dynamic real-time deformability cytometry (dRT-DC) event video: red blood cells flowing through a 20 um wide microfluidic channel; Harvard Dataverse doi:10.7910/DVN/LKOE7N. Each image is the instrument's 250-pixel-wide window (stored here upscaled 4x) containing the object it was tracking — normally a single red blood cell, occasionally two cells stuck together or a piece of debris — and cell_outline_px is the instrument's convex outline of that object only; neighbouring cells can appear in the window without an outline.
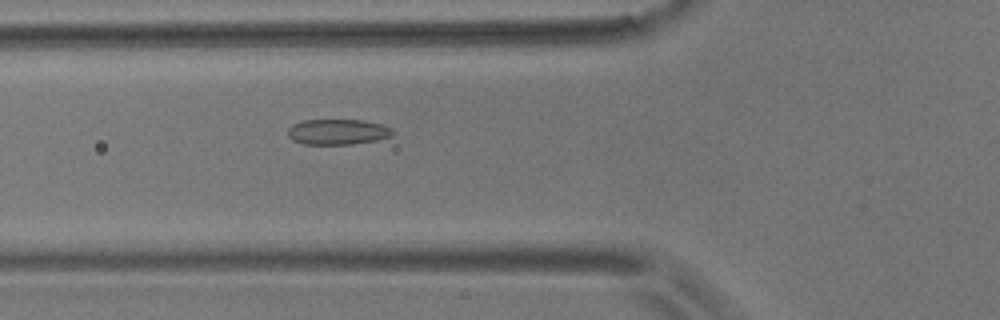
{"species": "common noctule bat (a hibernating species)", "species_latin": "Nyctalus noctula", "temperature_condition": "room temperature", "stored_images_in_passage": 11, "camera_frame_rate_fps": 3000, "um_per_image_px": 0.085, "animal": {"sex": "male", "body_mass_g": 17.9}, "frame": {"image": 1, "passage_image": 3, "time_ms": 0.667, "image_size_px": [1000, 320], "cell_outline_px": [[392, 136], [376, 140], [352, 144], [304, 144], [292, 140], [288, 136], [288, 128], [292, 124], [304, 120], [364, 120], [380, 124], [392, 128]], "centroid_in_image_um": [28.68, 11.2], "position_along_channel_um": 97.1, "area_um2": 15.55}}
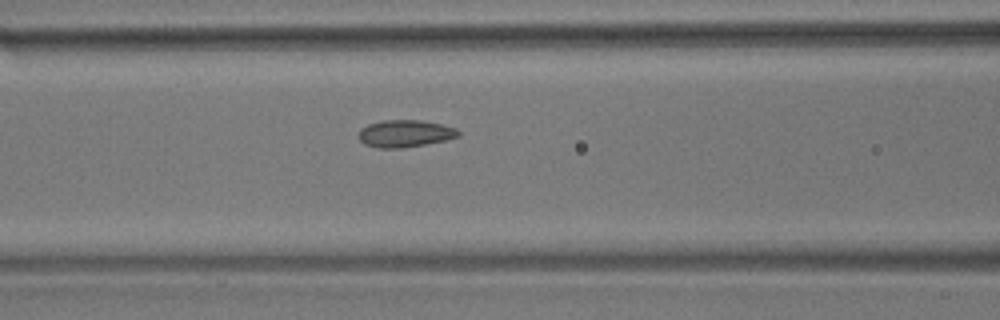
{"frame": {"image": 2, "passage_image": 6, "time_ms": 1.667, "image_size_px": [1000, 320], "cell_outline_px": [[460, 136], [448, 140], [400, 148], [380, 148], [364, 144], [360, 140], [360, 128], [368, 124], [384, 120], [420, 120], [440, 124], [456, 128], [460, 132]], "centroid_in_image_um": [34.45, 11.35], "position_along_channel_um": 132.2, "area_um2": 15.72}}